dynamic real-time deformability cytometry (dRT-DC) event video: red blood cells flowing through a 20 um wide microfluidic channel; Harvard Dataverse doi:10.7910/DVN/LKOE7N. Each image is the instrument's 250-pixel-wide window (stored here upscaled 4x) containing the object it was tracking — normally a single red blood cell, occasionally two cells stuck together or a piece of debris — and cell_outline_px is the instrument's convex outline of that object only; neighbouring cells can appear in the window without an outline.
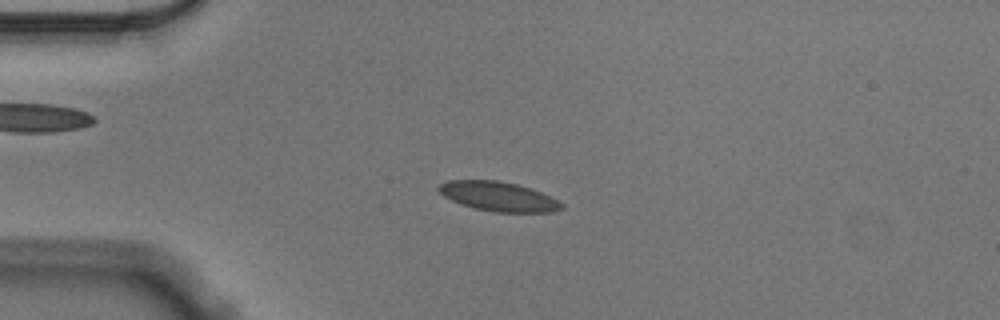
{"species": "Egyptian fruit bat (a non-hibernating species)", "species_latin": "Rousettus aegyptiacus", "temperature_condition": "cold", "stored_images_in_passage": 57, "camera_frame_rate_fps": 3000, "um_per_image_px": 0.085, "animal": {"sex": "male"}, "frame": {"image": 1, "passage_image": 14, "time_ms": 4.333, "image_size_px": [1000, 320], "cell_outline_px": [[564, 208], [552, 212], [492, 212], [460, 204], [444, 196], [436, 188], [440, 184], [448, 180], [496, 180], [516, 184], [540, 192], [564, 204]], "centroid_in_image_um": [42.34, 16.7], "position_along_channel_um": 42.7, "area_um2": 20.87}}
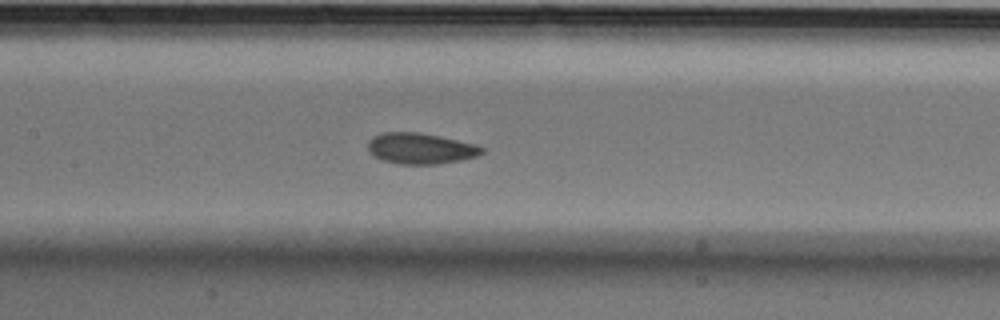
{"frame": {"image": 2, "passage_image": 27, "time_ms": 8.667, "image_size_px": [1000, 320], "cell_outline_px": [[484, 152], [476, 156], [460, 160], [436, 164], [400, 164], [384, 160], [368, 152], [368, 140], [372, 136], [384, 132], [420, 132], [440, 136], [476, 144], [484, 148]], "centroid_in_image_um": [35.74, 12.6], "position_along_channel_um": 171.7, "area_um2": 20.52}}
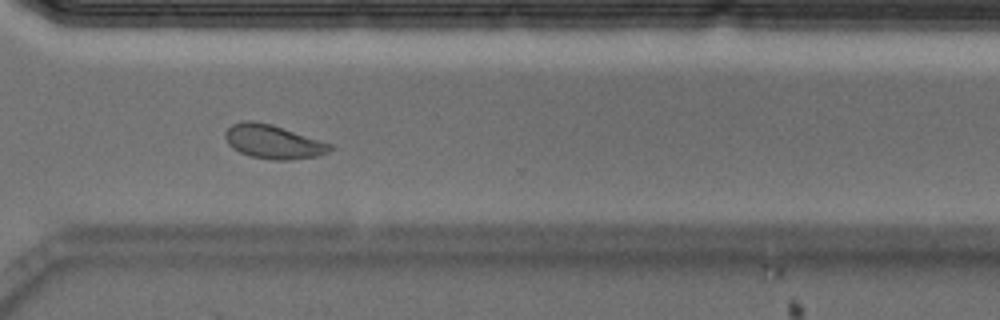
{"frame": {"image": 3, "passage_image": 42, "time_ms": 13.667, "image_size_px": [1000, 320], "cell_outline_px": [[332, 148], [328, 152], [320, 156], [292, 160], [272, 160], [252, 156], [240, 152], [232, 148], [228, 144], [224, 136], [224, 132], [232, 124], [244, 120], [252, 120], [272, 124], [332, 144]], "centroid_in_image_um": [23.21, 12.05], "position_along_channel_um": 347.4, "area_um2": 20.81}, "authors_computed_cell_mechanics": {"area_um2": 20.8658, "velocity_mm_per_s": 3.5245, "shape_relaxation_time_tau1_ms": 5.5862, "shape_relaxation_time_tau2_ms": 1.0218, "deformation_change_tau1": 0.119, "deformation_change_tau2": 0.0473}}